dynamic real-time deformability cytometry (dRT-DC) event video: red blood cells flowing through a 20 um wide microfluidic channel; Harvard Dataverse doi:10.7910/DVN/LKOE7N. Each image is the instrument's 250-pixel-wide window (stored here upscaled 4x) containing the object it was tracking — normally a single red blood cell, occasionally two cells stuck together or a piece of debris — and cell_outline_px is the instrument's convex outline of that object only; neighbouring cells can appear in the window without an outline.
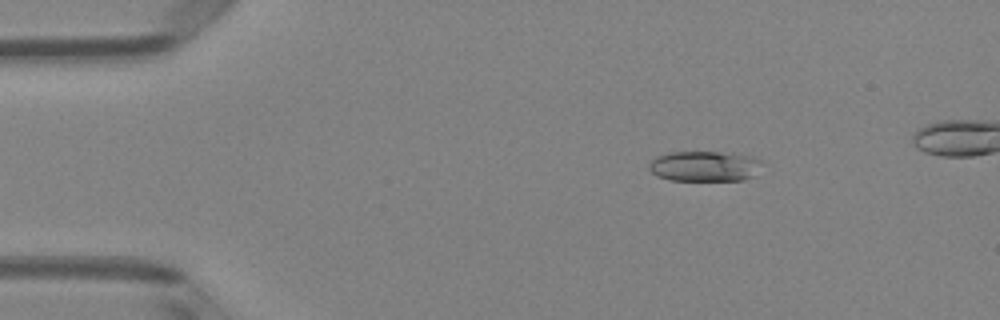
{"species": "Egyptian fruit bat (a non-hibernating species)", "species_latin": "Rousettus aegyptiacus", "temperature_condition": "room temperature", "stored_images_in_passage": 5, "camera_frame_rate_fps": 3000, "um_per_image_px": 0.085, "animal": {"sex": "female"}, "frame": {"image": 1, "passage_image": 2, "time_ms": 0.333, "image_size_px": [1000, 320], "cell_outline_px": [[764, 160], [752, 176], [740, 180], [672, 180], [656, 176], [648, 168], [648, 164], [656, 156], [668, 152], [720, 152], [752, 156]], "centroid_in_image_um": [59.85, 14.12], "position_along_channel_um": 25.2, "area_um2": 19.94}}